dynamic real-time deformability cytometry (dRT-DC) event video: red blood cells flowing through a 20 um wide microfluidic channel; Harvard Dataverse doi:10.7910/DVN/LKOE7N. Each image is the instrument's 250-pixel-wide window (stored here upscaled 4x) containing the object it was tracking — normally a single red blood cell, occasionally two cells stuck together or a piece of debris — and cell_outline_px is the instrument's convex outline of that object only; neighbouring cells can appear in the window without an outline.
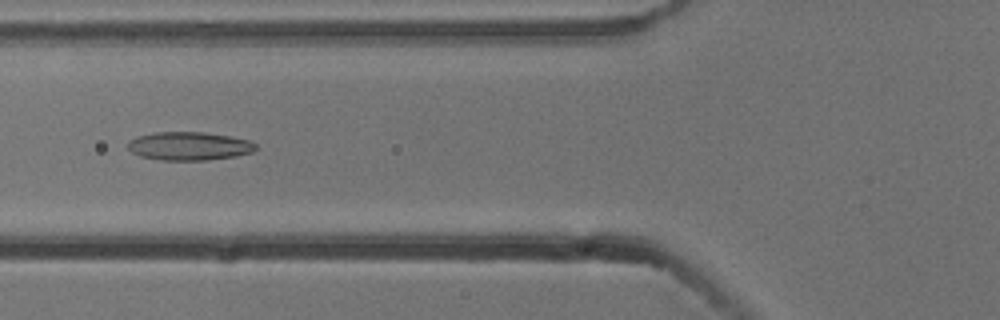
{"species": "common noctule bat (a hibernating species)", "species_latin": "Nyctalus noctula", "temperature_condition": "cold", "stored_images_in_passage": 8, "camera_frame_rate_fps": 3000, "um_per_image_px": 0.085, "animal": {"sex": "male", "body_mass_g": 13.3}, "frame": {"image": 1, "passage_image": 5, "time_ms": 1.333, "image_size_px": [1000, 320], "cell_outline_px": [[256, 148], [252, 152], [236, 156], [208, 160], [160, 160], [140, 156], [132, 152], [128, 148], [128, 144], [136, 136], [156, 132], [204, 132], [232, 136], [252, 140], [256, 144]], "centroid_in_image_um": [16.12, 12.41], "position_along_channel_um": 109.7, "area_um2": 21.27}}
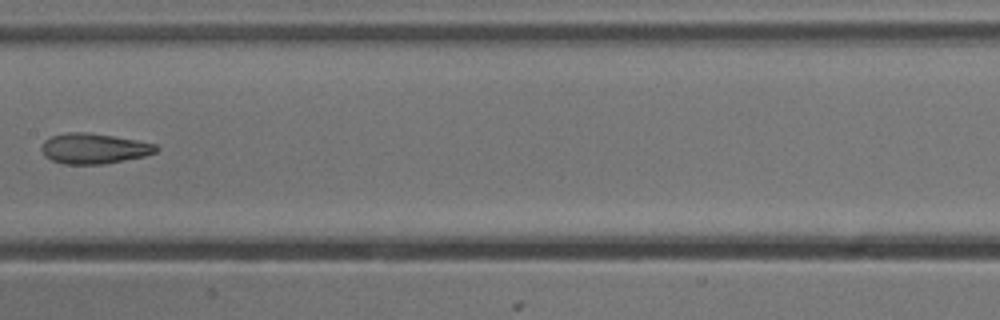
{"frame": {"image": 2, "passage_image": 7, "time_ms": 2.0, "image_size_px": [1000, 320], "cell_outline_px": [[160, 148], [156, 152], [144, 156], [104, 164], [64, 164], [52, 160], [44, 156], [40, 148], [44, 140], [52, 136], [68, 132], [84, 132], [112, 136], [136, 140], [156, 144]], "centroid_in_image_um": [7.97, 12.63], "position_along_channel_um": 199.4, "area_um2": 20.23}}
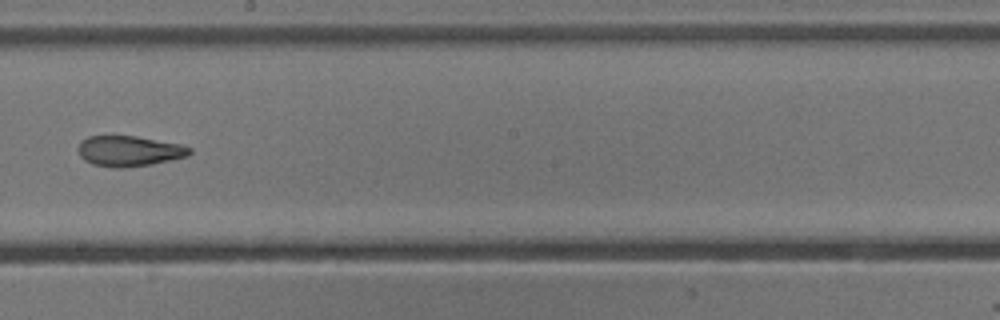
{"frame": {"image": 3, "passage_image": 8, "time_ms": 2.333, "image_size_px": [1000, 320], "cell_outline_px": [[192, 152], [188, 156], [152, 164], [124, 168], [116, 168], [92, 164], [84, 160], [80, 156], [80, 140], [88, 136], [136, 136], [180, 144], [192, 148]], "centroid_in_image_um": [10.99, 12.84], "position_along_channel_um": 237.2, "area_um2": 19.77}}